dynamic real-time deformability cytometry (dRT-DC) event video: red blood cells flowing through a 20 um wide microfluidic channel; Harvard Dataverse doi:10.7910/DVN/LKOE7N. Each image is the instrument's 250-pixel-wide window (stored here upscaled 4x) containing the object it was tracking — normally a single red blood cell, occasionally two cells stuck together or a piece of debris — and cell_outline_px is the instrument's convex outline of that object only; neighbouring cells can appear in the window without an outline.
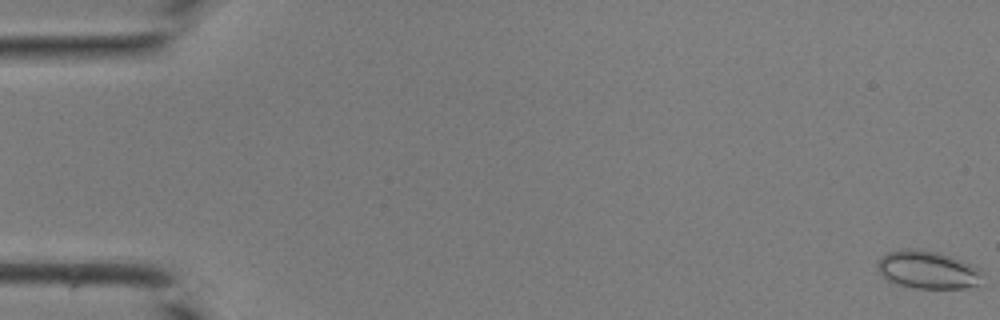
{"species": "common noctule bat (a hibernating species)", "species_latin": "Nyctalus noctula", "temperature_condition": "room temperature", "stored_images_in_passage": 43, "camera_frame_rate_fps": 3000, "um_per_image_px": 0.085, "animal": {"sex": "male", "body_mass_g": 19.0, "forearm_length_mm": 50.8}, "frame": {"image": 1, "passage_image": 1, "time_ms": 0.0, "image_size_px": [1000, 320], "cell_outline_px": [[980, 284], [964, 288], [916, 288], [896, 284], [888, 280], [880, 272], [876, 264], [880, 256], [888, 252], [904, 248], [916, 248], [940, 252], [952, 256], [972, 264], [980, 272]], "centroid_in_image_um": [78.81, 22.91], "position_along_channel_um": 6.2, "area_um2": 23.24}}
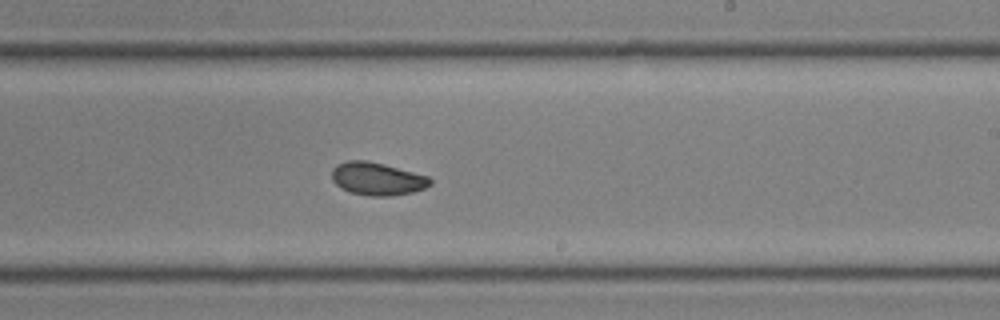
{"frame": {"image": 2, "passage_image": 27, "time_ms": 8.667, "image_size_px": [1000, 320], "cell_outline_px": [[432, 184], [424, 188], [412, 192], [392, 196], [368, 196], [348, 192], [340, 188], [332, 180], [332, 168], [336, 164], [348, 160], [368, 160], [384, 164], [428, 176], [432, 180]], "centroid_in_image_um": [32.03, 15.2], "position_along_channel_um": 257.0, "area_um2": 19.02}}
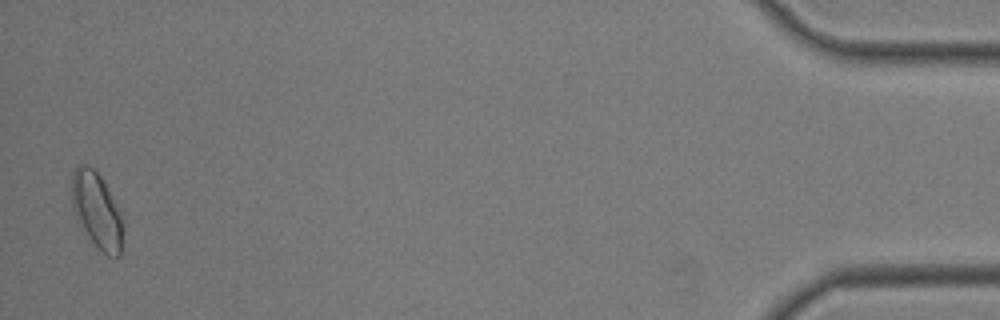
{"frame": {"image": 3, "passage_image": 43, "time_ms": 14.0, "image_size_px": [1000, 320], "cell_outline_px": [[124, 228], [120, 256], [108, 256], [88, 236], [76, 220], [72, 208], [72, 172], [80, 164], [88, 164], [100, 176], [124, 216]], "centroid_in_image_um": [8.25, 17.88], "position_along_channel_um": 426.9, "area_um2": 22.77}}